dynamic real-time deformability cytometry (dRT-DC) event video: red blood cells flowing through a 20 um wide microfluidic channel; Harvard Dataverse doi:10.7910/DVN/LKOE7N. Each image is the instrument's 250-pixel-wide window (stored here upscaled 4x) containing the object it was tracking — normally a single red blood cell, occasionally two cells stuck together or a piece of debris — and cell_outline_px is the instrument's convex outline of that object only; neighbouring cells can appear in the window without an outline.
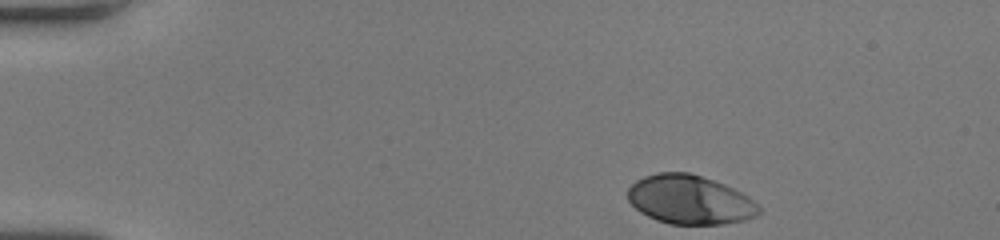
{"species": "human", "species_latin": "Homo sapiens", "temperature_condition": "room temperature", "stored_images_in_passage": 38, "camera_frame_rate_fps": 3000, "um_per_image_px": 0.085, "donor": {"sex": "female"}, "frame": {"image": 1, "passage_image": 1, "time_ms": 0.0, "image_size_px": [1000, 240], "cell_outline_px": [[760, 212], [756, 216], [744, 220], [724, 224], [668, 224], [656, 220], [640, 212], [628, 200], [628, 188], [636, 180], [644, 176], [656, 172], [688, 172], [724, 184], [748, 196], [760, 208]], "centroid_in_image_um": [58.61, 16.98], "position_along_channel_um": 26.4, "area_um2": 37.34}}
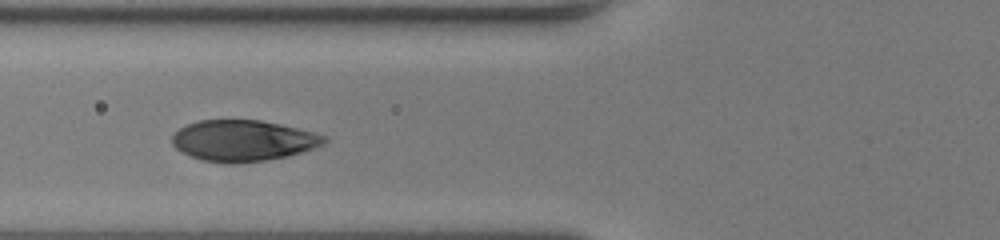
{"frame": {"image": 2, "passage_image": 14, "time_ms": 4.333, "image_size_px": [1000, 240], "cell_outline_px": [[328, 140], [324, 144], [316, 148], [288, 156], [264, 160], [236, 164], [224, 164], [204, 160], [192, 156], [176, 148], [172, 144], [172, 136], [180, 128], [188, 124], [200, 120], [260, 120], [300, 128], [328, 136]], "centroid_in_image_um": [20.72, 11.95], "position_along_channel_um": 105.1, "area_um2": 36.53}}
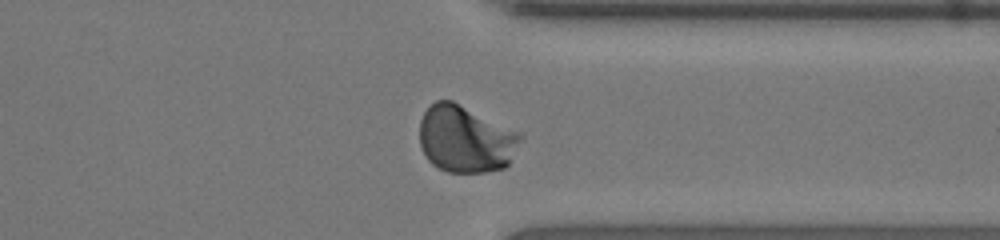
{"frame": {"image": 3, "passage_image": 34, "time_ms": 11.0, "image_size_px": [1000, 240], "cell_outline_px": [[524, 136], [508, 164], [504, 168], [484, 172], [448, 172], [432, 164], [428, 160], [420, 144], [420, 120], [424, 112], [436, 100], [452, 100], [520, 132]], "centroid_in_image_um": [39.59, 11.81], "position_along_channel_um": 371.8, "area_um2": 39.36}, "authors_computed_cell_mechanics": {"area_um2": 37.4255, "velocity_mm_per_s": 4.0025, "shape_relaxation_time_tau1_ms": 2.5916, "shape_relaxation_time_tau2_ms": null, "deformation_change_tau1": 0.1803, "deformation_change_tau2": null}}